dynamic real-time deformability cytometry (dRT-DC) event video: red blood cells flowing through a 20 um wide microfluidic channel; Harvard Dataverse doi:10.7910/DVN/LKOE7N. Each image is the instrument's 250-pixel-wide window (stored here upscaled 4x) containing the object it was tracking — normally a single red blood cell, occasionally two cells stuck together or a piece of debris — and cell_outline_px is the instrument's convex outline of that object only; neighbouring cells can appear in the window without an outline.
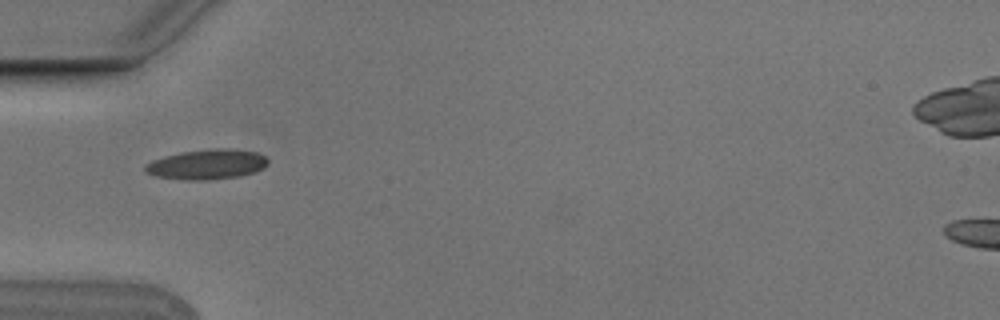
{"species": "Egyptian fruit bat (a non-hibernating species)", "species_latin": "Rousettus aegyptiacus", "temperature_condition": "cold", "stored_images_in_passage": 5, "camera_frame_rate_fps": 3000, "um_per_image_px": 0.085, "animal": {"sex": "male"}, "frame": {"image": 1, "passage_image": 1, "time_ms": 0.0, "image_size_px": [1000, 320], "cell_outline_px": [[268, 164], [264, 168], [240, 176], [208, 180], [188, 180], [156, 176], [144, 172], [144, 164], [152, 160], [164, 156], [180, 152], [216, 148], [228, 148], [256, 152], [264, 156], [268, 160]], "centroid_in_image_um": [17.56, 13.97], "position_along_channel_um": 67.4, "area_um2": 21.5}}
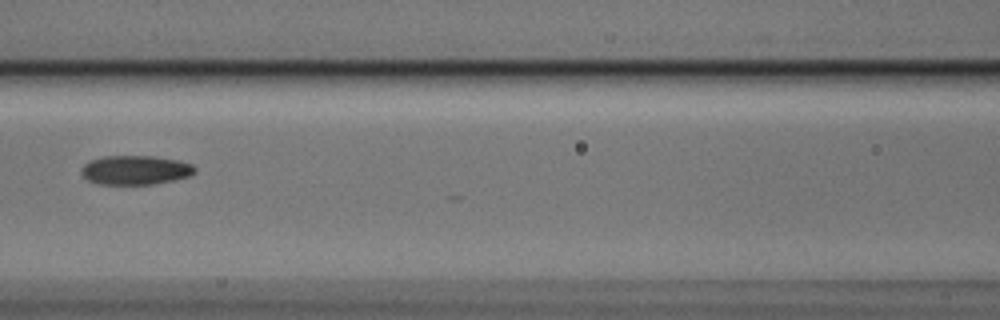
{"frame": {"image": 2, "passage_image": 3, "time_ms": 0.667, "image_size_px": [1000, 320], "cell_outline_px": [[196, 172], [192, 176], [152, 184], [100, 184], [88, 180], [80, 172], [80, 168], [88, 160], [104, 156], [156, 156], [176, 160], [192, 164], [196, 168]], "centroid_in_image_um": [11.5, 14.44], "position_along_channel_um": 155.1, "area_um2": 19.42}}
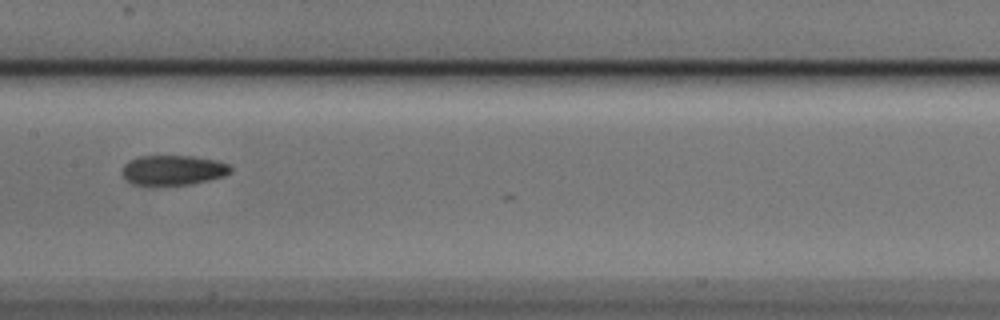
{"frame": {"image": 3, "passage_image": 4, "time_ms": 1.0, "image_size_px": [1000, 320], "cell_outline_px": [[232, 172], [224, 176], [208, 180], [188, 184], [156, 188], [148, 188], [132, 184], [120, 172], [124, 164], [128, 160], [140, 156], [192, 156], [216, 160], [228, 164], [232, 168]], "centroid_in_image_um": [14.65, 14.5], "position_along_channel_um": 192.8, "area_um2": 19.65}}